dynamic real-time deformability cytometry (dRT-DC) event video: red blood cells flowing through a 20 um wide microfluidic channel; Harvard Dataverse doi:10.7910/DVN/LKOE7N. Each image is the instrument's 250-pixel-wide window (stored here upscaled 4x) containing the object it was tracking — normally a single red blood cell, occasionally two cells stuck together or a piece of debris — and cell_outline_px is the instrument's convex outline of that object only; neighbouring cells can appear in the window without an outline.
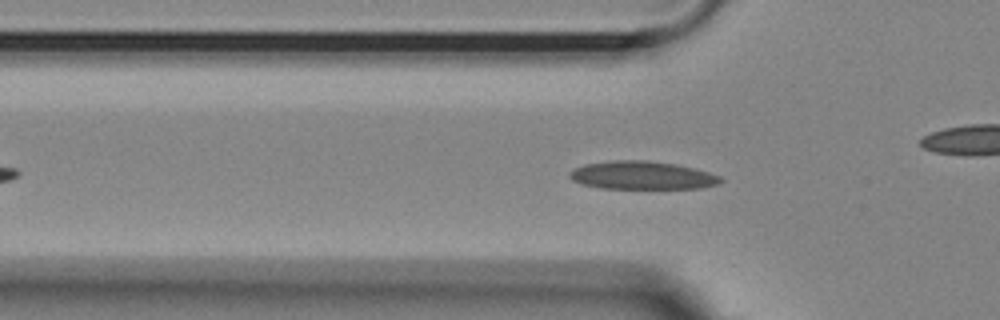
{"species": "Egyptian fruit bat (a non-hibernating species)", "species_latin": "Rousettus aegyptiacus", "temperature_condition": "room temperature", "stored_images_in_passage": 15, "camera_frame_rate_fps": 3000, "um_per_image_px": 0.085, "animal": {"sex": "female"}, "frame": {"image": 1, "passage_image": 12, "time_ms": 3.667, "image_size_px": [1000, 320], "cell_outline_px": [[724, 180], [716, 184], [700, 188], [600, 188], [580, 184], [572, 180], [568, 176], [568, 172], [584, 164], [612, 160], [648, 160], [676, 164], [708, 172], [720, 176]], "centroid_in_image_um": [54.53, 14.9], "position_along_channel_um": 71.3, "area_um2": 24.74}}